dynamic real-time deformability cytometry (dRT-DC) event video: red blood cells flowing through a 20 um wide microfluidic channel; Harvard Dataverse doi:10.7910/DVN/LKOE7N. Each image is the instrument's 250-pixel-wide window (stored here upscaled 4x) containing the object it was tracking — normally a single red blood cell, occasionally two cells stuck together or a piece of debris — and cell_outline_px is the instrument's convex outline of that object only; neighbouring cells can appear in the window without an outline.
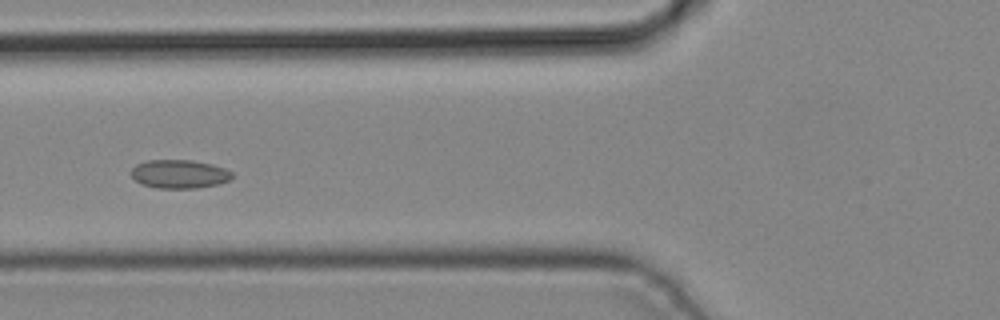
{"species": "common noctule bat (a hibernating species)", "species_latin": "Nyctalus noctula", "temperature_condition": "cold", "stored_images_in_passage": 3, "camera_frame_rate_fps": 3000, "um_per_image_px": 0.085, "animal": {"sex": "male", "body_mass_g": 19.2, "forearm_length_mm": 51.8}, "frame": {"image": 1, "passage_image": 3, "time_ms": 0.667, "image_size_px": [1000, 320], "cell_outline_px": [[232, 176], [228, 180], [216, 184], [196, 188], [156, 188], [144, 184], [136, 180], [132, 176], [132, 168], [136, 164], [148, 160], [192, 160], [212, 164], [224, 168], [232, 172]], "centroid_in_image_um": [15.24, 14.78], "position_along_channel_um": 110.6, "area_um2": 16.59}}